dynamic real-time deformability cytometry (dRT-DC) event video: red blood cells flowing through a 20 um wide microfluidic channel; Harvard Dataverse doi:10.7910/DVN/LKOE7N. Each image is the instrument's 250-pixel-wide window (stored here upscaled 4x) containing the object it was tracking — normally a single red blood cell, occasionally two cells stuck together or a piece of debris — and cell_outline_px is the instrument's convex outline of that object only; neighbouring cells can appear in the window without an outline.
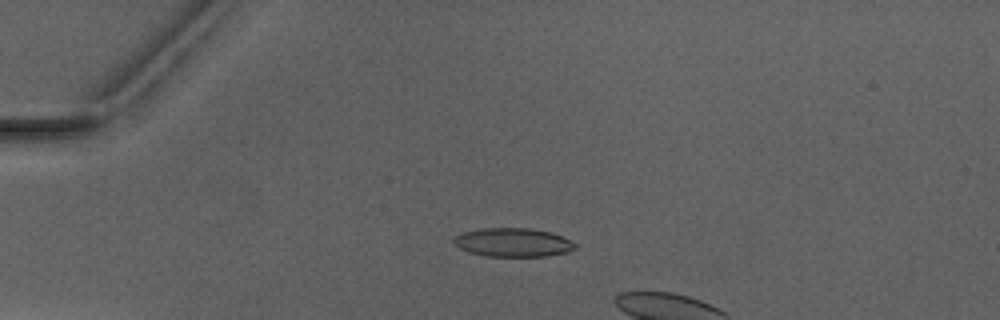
{"species": "Egyptian fruit bat (a non-hibernating species)", "species_latin": "Rousettus aegyptiacus", "temperature_condition": "warm", "stored_images_in_passage": 3, "camera_frame_rate_fps": 3000, "um_per_image_px": 0.085, "animal": {"sex": "male"}, "frame": {"image": 1, "passage_image": 2, "time_ms": 1.333, "image_size_px": [1000, 320], "cell_outline_px": [[576, 248], [568, 252], [548, 256], [484, 256], [468, 252], [460, 248], [452, 240], [456, 236], [464, 232], [480, 228], [528, 228], [552, 232], [576, 244]], "centroid_in_image_um": [43.6, 20.61], "position_along_channel_um": 41.4, "area_um2": 20.23}}